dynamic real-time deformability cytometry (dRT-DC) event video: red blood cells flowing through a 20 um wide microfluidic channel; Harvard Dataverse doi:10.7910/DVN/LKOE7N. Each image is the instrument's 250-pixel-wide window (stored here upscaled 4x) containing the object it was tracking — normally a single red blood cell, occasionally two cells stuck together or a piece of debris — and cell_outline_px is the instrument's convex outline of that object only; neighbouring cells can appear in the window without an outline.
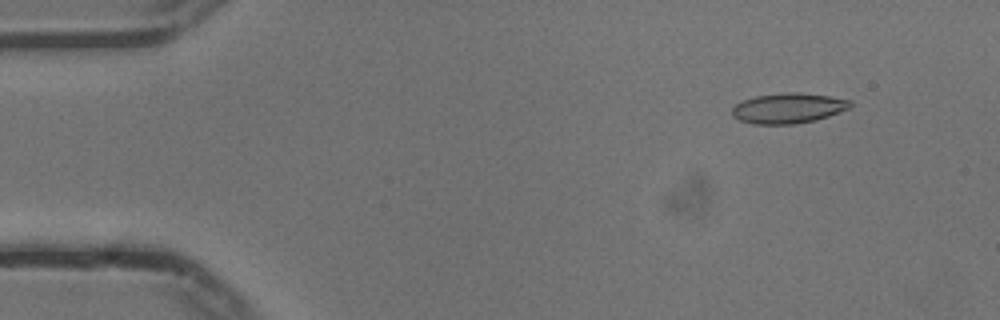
{"species": "common noctule bat (a hibernating species)", "species_latin": "Nyctalus noctula", "temperature_condition": "cold", "stored_images_in_passage": 55, "camera_frame_rate_fps": 3000, "um_per_image_px": 0.085, "animal": {"sex": "male", "body_mass_g": 13.3}, "frame": {"image": 1, "passage_image": 6, "time_ms": 1.667, "image_size_px": [1000, 320], "cell_outline_px": [[852, 104], [848, 108], [828, 116], [816, 120], [796, 124], [752, 124], [740, 120], [732, 116], [732, 108], [736, 104], [744, 100], [756, 96], [788, 92], [800, 92], [828, 96], [852, 100]], "centroid_in_image_um": [66.99, 9.2], "position_along_channel_um": 18.0, "area_um2": 20.75}}
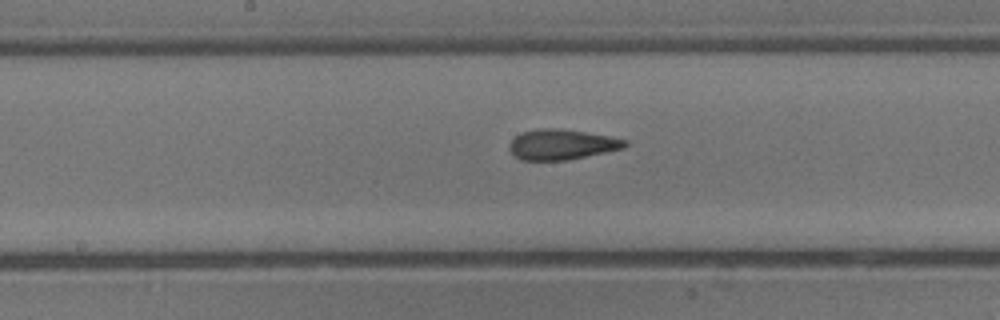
{"frame": {"image": 2, "passage_image": 28, "time_ms": 9.0, "image_size_px": [1000, 320], "cell_outline_px": [[628, 144], [624, 148], [568, 160], [520, 160], [512, 156], [508, 148], [512, 140], [516, 136], [524, 132], [540, 128], [556, 128], [584, 132], [608, 136], [628, 140]], "centroid_in_image_um": [47.73, 12.29], "position_along_channel_um": 200.5, "area_um2": 20.35}}
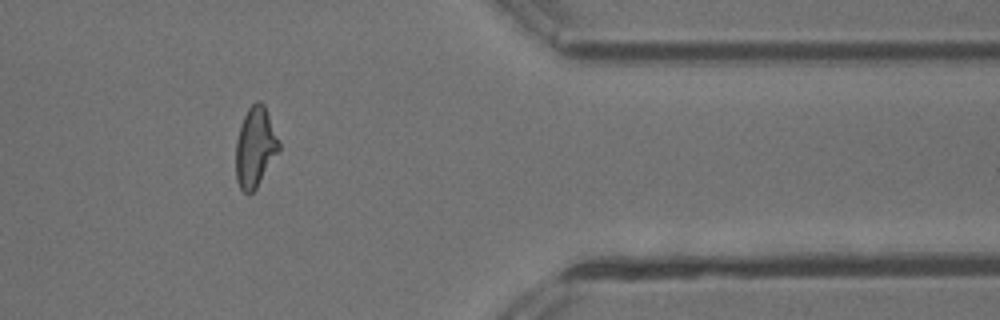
{"frame": {"image": 3, "passage_image": 45, "time_ms": 14.667, "image_size_px": [1000, 320], "cell_outline_px": [[280, 148], [256, 188], [248, 196], [240, 188], [236, 180], [236, 140], [240, 124], [248, 108], [256, 100], [260, 100], [264, 104], [280, 144]], "centroid_in_image_um": [21.67, 12.5], "position_along_channel_um": 389.7, "area_um2": 19.94}, "authors_computed_cell_mechanics": {"area_um2": 20.3456, "velocity_mm_per_s": 3.7459, "shape_relaxation_time_tau1_ms": null, "shape_relaxation_time_tau2_ms": 2.1509, "deformation_change_tau1": null, "deformation_change_tau2": 0.0896}}